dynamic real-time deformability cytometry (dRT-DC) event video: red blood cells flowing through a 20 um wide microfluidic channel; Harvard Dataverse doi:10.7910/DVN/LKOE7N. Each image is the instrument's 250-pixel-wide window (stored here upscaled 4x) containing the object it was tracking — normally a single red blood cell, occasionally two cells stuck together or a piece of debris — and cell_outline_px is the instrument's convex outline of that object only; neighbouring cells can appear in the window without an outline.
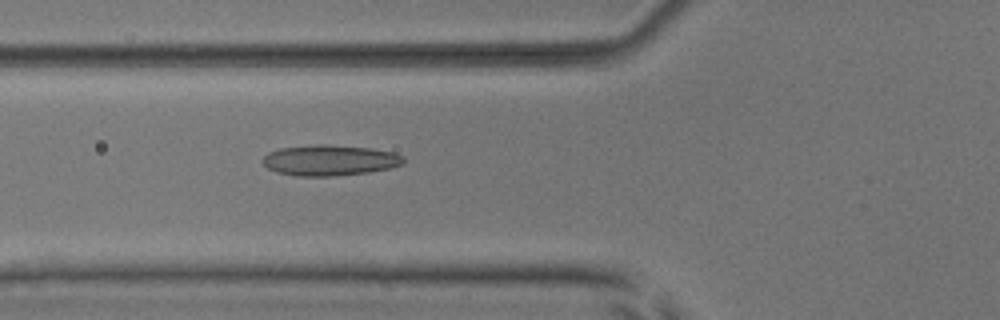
{"species": "common noctule bat (a hibernating species)", "species_latin": "Nyctalus noctula", "temperature_condition": "room temperature", "stored_images_in_passage": 53, "camera_frame_rate_fps": 3000, "um_per_image_px": 0.085, "animal": {"sex": "male", "body_mass_g": 17.9, "forearm_length_mm": 54.2}, "frame": {"image": 1, "passage_image": 20, "time_ms": 6.333, "image_size_px": [1000, 320], "cell_outline_px": [[404, 164], [392, 168], [368, 172], [332, 176], [296, 176], [276, 172], [268, 168], [260, 160], [268, 152], [280, 148], [316, 144], [328, 144], [372, 148], [392, 152], [404, 156]], "centroid_in_image_um": [28.03, 13.62], "position_along_channel_um": 97.8, "area_um2": 25.43}}
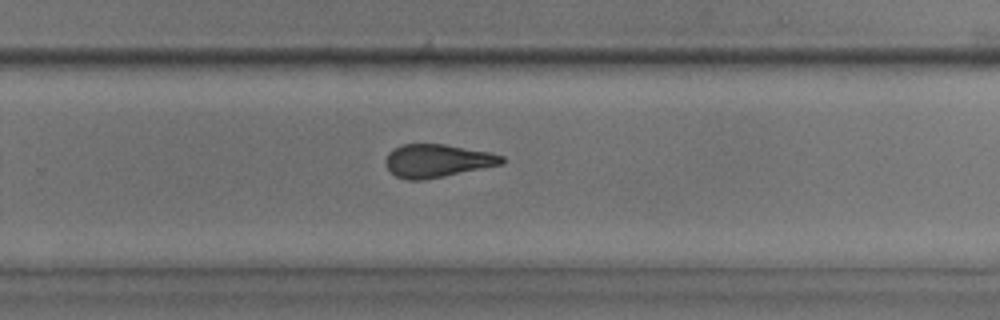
{"frame": {"image": 2, "passage_image": 35, "time_ms": 11.333, "image_size_px": [1000, 320], "cell_outline_px": [[504, 160], [500, 164], [444, 176], [424, 180], [408, 180], [396, 176], [384, 164], [384, 160], [388, 152], [392, 148], [400, 144], [444, 144], [488, 152], [504, 156]], "centroid_in_image_um": [37.09, 13.65], "position_along_channel_um": 292.7, "area_um2": 22.25}}
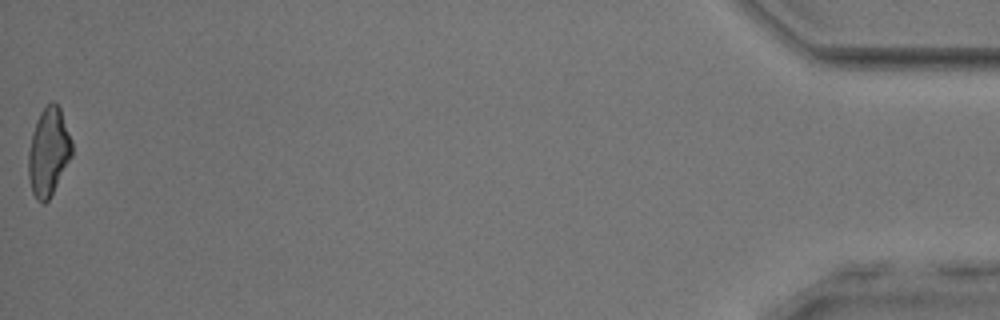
{"frame": {"image": 3, "passage_image": 53, "time_ms": 17.333, "image_size_px": [1000, 320], "cell_outline_px": [[72, 156], [48, 200], [44, 204], [36, 200], [32, 192], [28, 176], [28, 152], [32, 132], [36, 120], [40, 112], [52, 100], [60, 108], [72, 140]], "centroid_in_image_um": [4.11, 12.91], "position_along_channel_um": 431.1, "area_um2": 22.31}, "authors_computed_cell_mechanics": {"area_um2": 23.5246, "velocity_mm_per_s": 3.9099, "shape_relaxation_time_tau1_ms": 5.3565, "shape_relaxation_time_tau2_ms": 2.226, "deformation_change_tau1": 0.1537, "deformation_change_tau2": 0.1183}}